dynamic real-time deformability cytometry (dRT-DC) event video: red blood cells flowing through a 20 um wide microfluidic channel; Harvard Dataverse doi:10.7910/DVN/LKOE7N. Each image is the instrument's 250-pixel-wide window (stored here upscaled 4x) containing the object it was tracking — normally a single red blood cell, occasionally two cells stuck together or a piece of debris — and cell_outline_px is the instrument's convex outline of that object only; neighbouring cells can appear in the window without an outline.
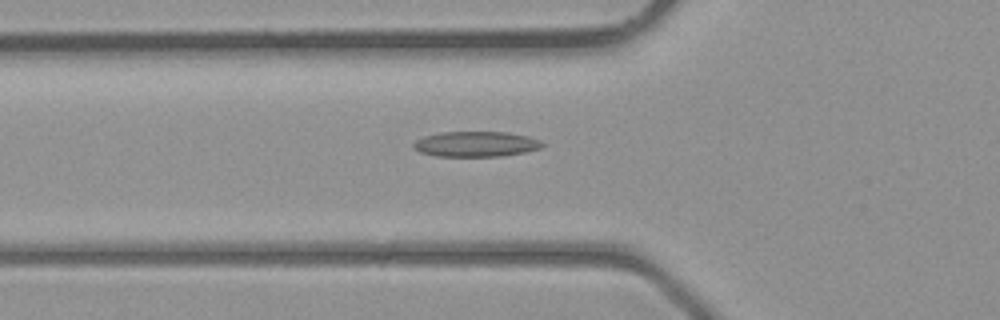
{"species": "common noctule bat (a hibernating species)", "species_latin": "Nyctalus noctula", "temperature_condition": "room temperature", "stored_images_in_passage": 28, "camera_frame_rate_fps": 3000, "um_per_image_px": 0.085, "animal": {"sex": "male", "body_mass_g": 23.1, "forearm_length_mm": 52.7}, "frame": {"image": 1, "passage_image": 3, "time_ms": 0.667, "image_size_px": [1000, 320], "cell_outline_px": [[544, 144], [540, 148], [524, 152], [500, 156], [436, 156], [420, 152], [412, 148], [412, 144], [416, 140], [424, 136], [440, 132], [508, 132], [528, 136], [540, 140]], "centroid_in_image_um": [40.42, 12.24], "position_along_channel_um": 85.4, "area_um2": 19.02}}
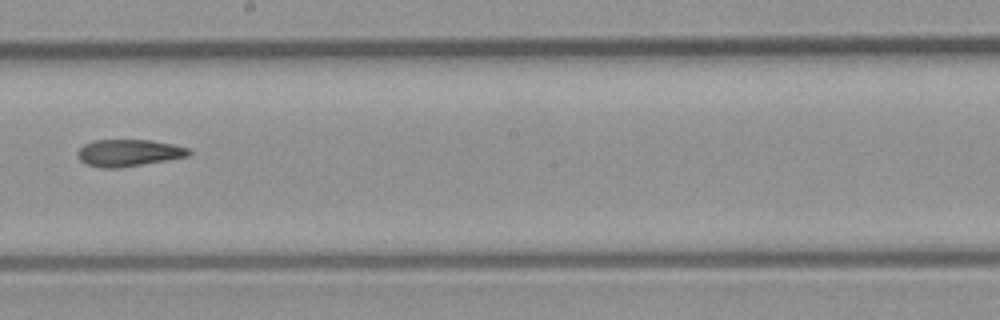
{"frame": {"image": 2, "passage_image": 12, "time_ms": 3.667, "image_size_px": [1000, 320], "cell_outline_px": [[192, 152], [188, 156], [168, 160], [120, 168], [100, 168], [84, 164], [80, 160], [76, 152], [84, 144], [96, 140], [152, 140], [172, 144], [188, 148]], "centroid_in_image_um": [10.92, 13.0], "position_along_channel_um": 237.3, "area_um2": 17.57}}
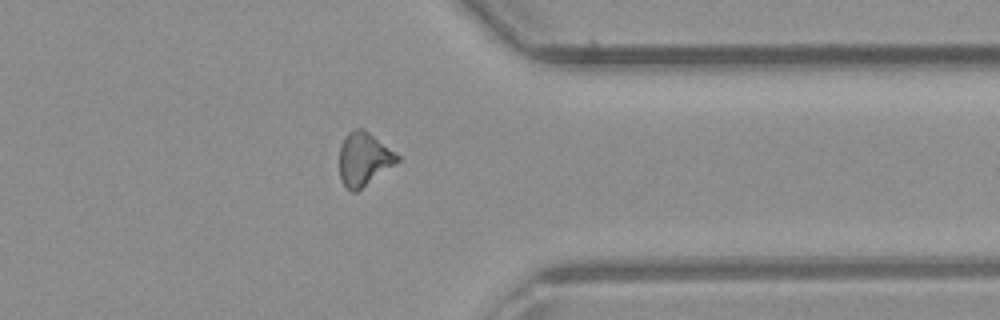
{"frame": {"image": 3, "passage_image": 21, "time_ms": 6.667, "image_size_px": [1000, 320], "cell_outline_px": [[400, 160], [356, 192], [352, 192], [340, 180], [340, 144], [344, 136], [348, 132], [356, 128], [364, 128], [400, 156]], "centroid_in_image_um": [30.91, 13.49], "position_along_channel_um": 380.5, "area_um2": 17.86}}